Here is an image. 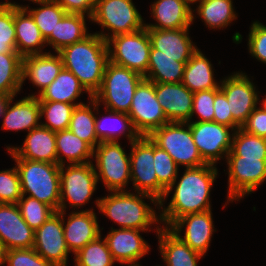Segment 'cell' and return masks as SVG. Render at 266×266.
Returning a JSON list of instances; mask_svg holds the SVG:
<instances>
[{"instance_id": "cell-4", "label": "cell", "mask_w": 266, "mask_h": 266, "mask_svg": "<svg viewBox=\"0 0 266 266\" xmlns=\"http://www.w3.org/2000/svg\"><path fill=\"white\" fill-rule=\"evenodd\" d=\"M20 177L22 195L50 206L55 212L60 206V165L26 159H13Z\"/></svg>"}, {"instance_id": "cell-7", "label": "cell", "mask_w": 266, "mask_h": 266, "mask_svg": "<svg viewBox=\"0 0 266 266\" xmlns=\"http://www.w3.org/2000/svg\"><path fill=\"white\" fill-rule=\"evenodd\" d=\"M90 20L102 26L103 30L111 31V35L104 31L96 33L105 41L115 35L132 33L145 27L132 0H96Z\"/></svg>"}, {"instance_id": "cell-9", "label": "cell", "mask_w": 266, "mask_h": 266, "mask_svg": "<svg viewBox=\"0 0 266 266\" xmlns=\"http://www.w3.org/2000/svg\"><path fill=\"white\" fill-rule=\"evenodd\" d=\"M107 46L111 63L136 71L142 76L147 73L151 40L146 27L110 37Z\"/></svg>"}, {"instance_id": "cell-29", "label": "cell", "mask_w": 266, "mask_h": 266, "mask_svg": "<svg viewBox=\"0 0 266 266\" xmlns=\"http://www.w3.org/2000/svg\"><path fill=\"white\" fill-rule=\"evenodd\" d=\"M83 92L88 93L89 99L93 98L71 71L62 68L56 79L46 89L39 95L31 94L30 96H37L39 101H57L77 104V106H79L84 103H75L74 101L78 99Z\"/></svg>"}, {"instance_id": "cell-57", "label": "cell", "mask_w": 266, "mask_h": 266, "mask_svg": "<svg viewBox=\"0 0 266 266\" xmlns=\"http://www.w3.org/2000/svg\"><path fill=\"white\" fill-rule=\"evenodd\" d=\"M29 1H32V2H34V3H35V2H37V1H39V0H29Z\"/></svg>"}, {"instance_id": "cell-16", "label": "cell", "mask_w": 266, "mask_h": 266, "mask_svg": "<svg viewBox=\"0 0 266 266\" xmlns=\"http://www.w3.org/2000/svg\"><path fill=\"white\" fill-rule=\"evenodd\" d=\"M33 249L56 266H67L70 253L64 238L62 211L53 213L34 232Z\"/></svg>"}, {"instance_id": "cell-50", "label": "cell", "mask_w": 266, "mask_h": 266, "mask_svg": "<svg viewBox=\"0 0 266 266\" xmlns=\"http://www.w3.org/2000/svg\"><path fill=\"white\" fill-rule=\"evenodd\" d=\"M213 121L233 129V116L225 94L219 90L215 94Z\"/></svg>"}, {"instance_id": "cell-48", "label": "cell", "mask_w": 266, "mask_h": 266, "mask_svg": "<svg viewBox=\"0 0 266 266\" xmlns=\"http://www.w3.org/2000/svg\"><path fill=\"white\" fill-rule=\"evenodd\" d=\"M248 50L252 57L266 64V25L259 21L250 26Z\"/></svg>"}, {"instance_id": "cell-34", "label": "cell", "mask_w": 266, "mask_h": 266, "mask_svg": "<svg viewBox=\"0 0 266 266\" xmlns=\"http://www.w3.org/2000/svg\"><path fill=\"white\" fill-rule=\"evenodd\" d=\"M88 103L75 107L68 129L94 149L100 141L95 132V115L99 113L95 114L93 110L98 112L100 105L93 98Z\"/></svg>"}, {"instance_id": "cell-37", "label": "cell", "mask_w": 266, "mask_h": 266, "mask_svg": "<svg viewBox=\"0 0 266 266\" xmlns=\"http://www.w3.org/2000/svg\"><path fill=\"white\" fill-rule=\"evenodd\" d=\"M22 57L18 53H0V94L17 96L22 89Z\"/></svg>"}, {"instance_id": "cell-18", "label": "cell", "mask_w": 266, "mask_h": 266, "mask_svg": "<svg viewBox=\"0 0 266 266\" xmlns=\"http://www.w3.org/2000/svg\"><path fill=\"white\" fill-rule=\"evenodd\" d=\"M188 32L189 28L148 29L151 40L150 55L179 58V62L186 64L198 50Z\"/></svg>"}, {"instance_id": "cell-2", "label": "cell", "mask_w": 266, "mask_h": 266, "mask_svg": "<svg viewBox=\"0 0 266 266\" xmlns=\"http://www.w3.org/2000/svg\"><path fill=\"white\" fill-rule=\"evenodd\" d=\"M58 53L63 68L71 71L93 96L101 87L109 62L107 41L95 32L82 41L65 46Z\"/></svg>"}, {"instance_id": "cell-54", "label": "cell", "mask_w": 266, "mask_h": 266, "mask_svg": "<svg viewBox=\"0 0 266 266\" xmlns=\"http://www.w3.org/2000/svg\"><path fill=\"white\" fill-rule=\"evenodd\" d=\"M261 105L264 109H266V98L263 99Z\"/></svg>"}, {"instance_id": "cell-40", "label": "cell", "mask_w": 266, "mask_h": 266, "mask_svg": "<svg viewBox=\"0 0 266 266\" xmlns=\"http://www.w3.org/2000/svg\"><path fill=\"white\" fill-rule=\"evenodd\" d=\"M227 156L266 158V139L238 128L233 131L231 150Z\"/></svg>"}, {"instance_id": "cell-27", "label": "cell", "mask_w": 266, "mask_h": 266, "mask_svg": "<svg viewBox=\"0 0 266 266\" xmlns=\"http://www.w3.org/2000/svg\"><path fill=\"white\" fill-rule=\"evenodd\" d=\"M14 25L16 51L22 58L45 53L41 48L47 45L46 40L32 16L24 8L14 7Z\"/></svg>"}, {"instance_id": "cell-26", "label": "cell", "mask_w": 266, "mask_h": 266, "mask_svg": "<svg viewBox=\"0 0 266 266\" xmlns=\"http://www.w3.org/2000/svg\"><path fill=\"white\" fill-rule=\"evenodd\" d=\"M15 96L9 100L2 117V130L30 132L41 125L40 105L37 96H26L11 106Z\"/></svg>"}, {"instance_id": "cell-6", "label": "cell", "mask_w": 266, "mask_h": 266, "mask_svg": "<svg viewBox=\"0 0 266 266\" xmlns=\"http://www.w3.org/2000/svg\"><path fill=\"white\" fill-rule=\"evenodd\" d=\"M149 137L179 167L196 168L206 164L197 150L188 122H169L155 129Z\"/></svg>"}, {"instance_id": "cell-28", "label": "cell", "mask_w": 266, "mask_h": 266, "mask_svg": "<svg viewBox=\"0 0 266 266\" xmlns=\"http://www.w3.org/2000/svg\"><path fill=\"white\" fill-rule=\"evenodd\" d=\"M156 227L159 251L167 266H198L203 257L179 239L169 228Z\"/></svg>"}, {"instance_id": "cell-46", "label": "cell", "mask_w": 266, "mask_h": 266, "mask_svg": "<svg viewBox=\"0 0 266 266\" xmlns=\"http://www.w3.org/2000/svg\"><path fill=\"white\" fill-rule=\"evenodd\" d=\"M220 90V86L216 89L202 90L194 92L193 108L191 113V121L194 114L200 116L196 122L213 121L214 117V100L215 94Z\"/></svg>"}, {"instance_id": "cell-24", "label": "cell", "mask_w": 266, "mask_h": 266, "mask_svg": "<svg viewBox=\"0 0 266 266\" xmlns=\"http://www.w3.org/2000/svg\"><path fill=\"white\" fill-rule=\"evenodd\" d=\"M191 4L187 0H156L151 5V14L155 24H145L147 29L190 28L195 17Z\"/></svg>"}, {"instance_id": "cell-52", "label": "cell", "mask_w": 266, "mask_h": 266, "mask_svg": "<svg viewBox=\"0 0 266 266\" xmlns=\"http://www.w3.org/2000/svg\"><path fill=\"white\" fill-rule=\"evenodd\" d=\"M12 96L0 94V116H3L5 108Z\"/></svg>"}, {"instance_id": "cell-12", "label": "cell", "mask_w": 266, "mask_h": 266, "mask_svg": "<svg viewBox=\"0 0 266 266\" xmlns=\"http://www.w3.org/2000/svg\"><path fill=\"white\" fill-rule=\"evenodd\" d=\"M228 202L253 193L266 180V158L227 156Z\"/></svg>"}, {"instance_id": "cell-36", "label": "cell", "mask_w": 266, "mask_h": 266, "mask_svg": "<svg viewBox=\"0 0 266 266\" xmlns=\"http://www.w3.org/2000/svg\"><path fill=\"white\" fill-rule=\"evenodd\" d=\"M197 14L211 29H223L237 19L232 0H199Z\"/></svg>"}, {"instance_id": "cell-42", "label": "cell", "mask_w": 266, "mask_h": 266, "mask_svg": "<svg viewBox=\"0 0 266 266\" xmlns=\"http://www.w3.org/2000/svg\"><path fill=\"white\" fill-rule=\"evenodd\" d=\"M14 7L24 5L11 3L9 0L0 2V53H18L16 51V34L14 25Z\"/></svg>"}, {"instance_id": "cell-51", "label": "cell", "mask_w": 266, "mask_h": 266, "mask_svg": "<svg viewBox=\"0 0 266 266\" xmlns=\"http://www.w3.org/2000/svg\"><path fill=\"white\" fill-rule=\"evenodd\" d=\"M63 7L67 13L93 15L96 0H53ZM86 13V14H85Z\"/></svg>"}, {"instance_id": "cell-23", "label": "cell", "mask_w": 266, "mask_h": 266, "mask_svg": "<svg viewBox=\"0 0 266 266\" xmlns=\"http://www.w3.org/2000/svg\"><path fill=\"white\" fill-rule=\"evenodd\" d=\"M7 151L13 159L57 164L55 132L42 125L28 132L22 147L7 146Z\"/></svg>"}, {"instance_id": "cell-31", "label": "cell", "mask_w": 266, "mask_h": 266, "mask_svg": "<svg viewBox=\"0 0 266 266\" xmlns=\"http://www.w3.org/2000/svg\"><path fill=\"white\" fill-rule=\"evenodd\" d=\"M89 16L78 13H66L57 23L55 32L46 39L47 46H52L55 53L65 46L84 40L91 33H88L86 18Z\"/></svg>"}, {"instance_id": "cell-8", "label": "cell", "mask_w": 266, "mask_h": 266, "mask_svg": "<svg viewBox=\"0 0 266 266\" xmlns=\"http://www.w3.org/2000/svg\"><path fill=\"white\" fill-rule=\"evenodd\" d=\"M93 158L97 181L102 180L109 192L126 191L131 181L130 156L119 142H100L93 149Z\"/></svg>"}, {"instance_id": "cell-39", "label": "cell", "mask_w": 266, "mask_h": 266, "mask_svg": "<svg viewBox=\"0 0 266 266\" xmlns=\"http://www.w3.org/2000/svg\"><path fill=\"white\" fill-rule=\"evenodd\" d=\"M40 116H45L46 122L41 125L53 132L67 130L73 111L77 104L62 103L57 101H39Z\"/></svg>"}, {"instance_id": "cell-33", "label": "cell", "mask_w": 266, "mask_h": 266, "mask_svg": "<svg viewBox=\"0 0 266 266\" xmlns=\"http://www.w3.org/2000/svg\"><path fill=\"white\" fill-rule=\"evenodd\" d=\"M57 164L65 165L64 158L69 164H83L92 162L93 148L80 139L69 129L55 132Z\"/></svg>"}, {"instance_id": "cell-38", "label": "cell", "mask_w": 266, "mask_h": 266, "mask_svg": "<svg viewBox=\"0 0 266 266\" xmlns=\"http://www.w3.org/2000/svg\"><path fill=\"white\" fill-rule=\"evenodd\" d=\"M35 3L41 7L31 9L29 6H24L23 8L32 16L42 36L46 40L52 32H55L57 23L67 12L53 0H39Z\"/></svg>"}, {"instance_id": "cell-21", "label": "cell", "mask_w": 266, "mask_h": 266, "mask_svg": "<svg viewBox=\"0 0 266 266\" xmlns=\"http://www.w3.org/2000/svg\"><path fill=\"white\" fill-rule=\"evenodd\" d=\"M65 212L62 211L64 238L69 251L76 254L86 244L101 235L100 226L93 209L73 211L69 214L66 223Z\"/></svg>"}, {"instance_id": "cell-30", "label": "cell", "mask_w": 266, "mask_h": 266, "mask_svg": "<svg viewBox=\"0 0 266 266\" xmlns=\"http://www.w3.org/2000/svg\"><path fill=\"white\" fill-rule=\"evenodd\" d=\"M105 110L107 116L99 119L95 116V132L100 142H118L119 137L124 135L132 143L140 137L127 113Z\"/></svg>"}, {"instance_id": "cell-55", "label": "cell", "mask_w": 266, "mask_h": 266, "mask_svg": "<svg viewBox=\"0 0 266 266\" xmlns=\"http://www.w3.org/2000/svg\"><path fill=\"white\" fill-rule=\"evenodd\" d=\"M190 4H192L193 5V3H195V2H197V1H199V0H187Z\"/></svg>"}, {"instance_id": "cell-10", "label": "cell", "mask_w": 266, "mask_h": 266, "mask_svg": "<svg viewBox=\"0 0 266 266\" xmlns=\"http://www.w3.org/2000/svg\"><path fill=\"white\" fill-rule=\"evenodd\" d=\"M97 183L93 162L61 165L59 211H65L67 204L76 209L87 204L96 190Z\"/></svg>"}, {"instance_id": "cell-17", "label": "cell", "mask_w": 266, "mask_h": 266, "mask_svg": "<svg viewBox=\"0 0 266 266\" xmlns=\"http://www.w3.org/2000/svg\"><path fill=\"white\" fill-rule=\"evenodd\" d=\"M212 210L182 216L168 228L191 249L205 255L207 253L214 229ZM185 227L183 230L182 228ZM183 230L184 236H181Z\"/></svg>"}, {"instance_id": "cell-41", "label": "cell", "mask_w": 266, "mask_h": 266, "mask_svg": "<svg viewBox=\"0 0 266 266\" xmlns=\"http://www.w3.org/2000/svg\"><path fill=\"white\" fill-rule=\"evenodd\" d=\"M74 255L75 266H113L115 263L107 242L105 238L101 239V235Z\"/></svg>"}, {"instance_id": "cell-15", "label": "cell", "mask_w": 266, "mask_h": 266, "mask_svg": "<svg viewBox=\"0 0 266 266\" xmlns=\"http://www.w3.org/2000/svg\"><path fill=\"white\" fill-rule=\"evenodd\" d=\"M188 123L197 150L206 164L216 166L219 159L227 157L232 144L231 132L234 131L231 127L214 121Z\"/></svg>"}, {"instance_id": "cell-44", "label": "cell", "mask_w": 266, "mask_h": 266, "mask_svg": "<svg viewBox=\"0 0 266 266\" xmlns=\"http://www.w3.org/2000/svg\"><path fill=\"white\" fill-rule=\"evenodd\" d=\"M154 169L158 182L167 190L178 178L179 166L171 156L154 143Z\"/></svg>"}, {"instance_id": "cell-43", "label": "cell", "mask_w": 266, "mask_h": 266, "mask_svg": "<svg viewBox=\"0 0 266 266\" xmlns=\"http://www.w3.org/2000/svg\"><path fill=\"white\" fill-rule=\"evenodd\" d=\"M22 195L17 202L21 216L24 221L35 231L53 214L55 211L48 205L30 196Z\"/></svg>"}, {"instance_id": "cell-1", "label": "cell", "mask_w": 266, "mask_h": 266, "mask_svg": "<svg viewBox=\"0 0 266 266\" xmlns=\"http://www.w3.org/2000/svg\"><path fill=\"white\" fill-rule=\"evenodd\" d=\"M217 175L218 170L212 164L186 168L180 180L178 182L177 178L174 180L160 201L159 208L162 209L159 216L162 227L168 228L176 219L182 216L212 210L210 191ZM173 189L174 193L171 201L167 207L163 206L164 201Z\"/></svg>"}, {"instance_id": "cell-3", "label": "cell", "mask_w": 266, "mask_h": 266, "mask_svg": "<svg viewBox=\"0 0 266 266\" xmlns=\"http://www.w3.org/2000/svg\"><path fill=\"white\" fill-rule=\"evenodd\" d=\"M150 199L157 209L160 202L152 195L146 193H131L129 191H110L108 196L96 199V206L99 212L106 215L120 228L151 230L150 226L159 224L160 216L156 214V210L143 199Z\"/></svg>"}, {"instance_id": "cell-13", "label": "cell", "mask_w": 266, "mask_h": 266, "mask_svg": "<svg viewBox=\"0 0 266 266\" xmlns=\"http://www.w3.org/2000/svg\"><path fill=\"white\" fill-rule=\"evenodd\" d=\"M127 114L140 136H149L169 123L155 95L154 83L145 78L137 86Z\"/></svg>"}, {"instance_id": "cell-35", "label": "cell", "mask_w": 266, "mask_h": 266, "mask_svg": "<svg viewBox=\"0 0 266 266\" xmlns=\"http://www.w3.org/2000/svg\"><path fill=\"white\" fill-rule=\"evenodd\" d=\"M185 66L179 58L149 55L144 78L153 83H182Z\"/></svg>"}, {"instance_id": "cell-14", "label": "cell", "mask_w": 266, "mask_h": 266, "mask_svg": "<svg viewBox=\"0 0 266 266\" xmlns=\"http://www.w3.org/2000/svg\"><path fill=\"white\" fill-rule=\"evenodd\" d=\"M220 90L225 94L233 116V130L241 128L259 103L256 86L243 72H234L220 80Z\"/></svg>"}, {"instance_id": "cell-56", "label": "cell", "mask_w": 266, "mask_h": 266, "mask_svg": "<svg viewBox=\"0 0 266 266\" xmlns=\"http://www.w3.org/2000/svg\"><path fill=\"white\" fill-rule=\"evenodd\" d=\"M128 266H141V265H139V263H136V264H128Z\"/></svg>"}, {"instance_id": "cell-11", "label": "cell", "mask_w": 266, "mask_h": 266, "mask_svg": "<svg viewBox=\"0 0 266 266\" xmlns=\"http://www.w3.org/2000/svg\"><path fill=\"white\" fill-rule=\"evenodd\" d=\"M131 182L136 192L154 196L159 202L166 189L158 182L154 169V142L149 136H140L130 143Z\"/></svg>"}, {"instance_id": "cell-32", "label": "cell", "mask_w": 266, "mask_h": 266, "mask_svg": "<svg viewBox=\"0 0 266 266\" xmlns=\"http://www.w3.org/2000/svg\"><path fill=\"white\" fill-rule=\"evenodd\" d=\"M214 68L201 50H197L186 63L182 83L191 91L216 89L220 86L214 79Z\"/></svg>"}, {"instance_id": "cell-45", "label": "cell", "mask_w": 266, "mask_h": 266, "mask_svg": "<svg viewBox=\"0 0 266 266\" xmlns=\"http://www.w3.org/2000/svg\"><path fill=\"white\" fill-rule=\"evenodd\" d=\"M21 196L20 177L16 166L0 171V203L17 204Z\"/></svg>"}, {"instance_id": "cell-20", "label": "cell", "mask_w": 266, "mask_h": 266, "mask_svg": "<svg viewBox=\"0 0 266 266\" xmlns=\"http://www.w3.org/2000/svg\"><path fill=\"white\" fill-rule=\"evenodd\" d=\"M155 95L169 122H190L193 96L183 83H154Z\"/></svg>"}, {"instance_id": "cell-47", "label": "cell", "mask_w": 266, "mask_h": 266, "mask_svg": "<svg viewBox=\"0 0 266 266\" xmlns=\"http://www.w3.org/2000/svg\"><path fill=\"white\" fill-rule=\"evenodd\" d=\"M5 264L8 266H56L46 261L33 248L7 250Z\"/></svg>"}, {"instance_id": "cell-53", "label": "cell", "mask_w": 266, "mask_h": 266, "mask_svg": "<svg viewBox=\"0 0 266 266\" xmlns=\"http://www.w3.org/2000/svg\"><path fill=\"white\" fill-rule=\"evenodd\" d=\"M6 252L7 249L4 243L0 240V266L5 264Z\"/></svg>"}, {"instance_id": "cell-22", "label": "cell", "mask_w": 266, "mask_h": 266, "mask_svg": "<svg viewBox=\"0 0 266 266\" xmlns=\"http://www.w3.org/2000/svg\"><path fill=\"white\" fill-rule=\"evenodd\" d=\"M151 230L113 229L105 236L113 259L120 264H136L149 252L150 246L140 232Z\"/></svg>"}, {"instance_id": "cell-49", "label": "cell", "mask_w": 266, "mask_h": 266, "mask_svg": "<svg viewBox=\"0 0 266 266\" xmlns=\"http://www.w3.org/2000/svg\"><path fill=\"white\" fill-rule=\"evenodd\" d=\"M246 133L266 139V109L256 107L241 126Z\"/></svg>"}, {"instance_id": "cell-19", "label": "cell", "mask_w": 266, "mask_h": 266, "mask_svg": "<svg viewBox=\"0 0 266 266\" xmlns=\"http://www.w3.org/2000/svg\"><path fill=\"white\" fill-rule=\"evenodd\" d=\"M34 232L17 204L0 203V240L7 250L33 248Z\"/></svg>"}, {"instance_id": "cell-5", "label": "cell", "mask_w": 266, "mask_h": 266, "mask_svg": "<svg viewBox=\"0 0 266 266\" xmlns=\"http://www.w3.org/2000/svg\"><path fill=\"white\" fill-rule=\"evenodd\" d=\"M144 76L116 64L107 63L100 89L93 99L105 109L128 113L132 104L135 90Z\"/></svg>"}, {"instance_id": "cell-25", "label": "cell", "mask_w": 266, "mask_h": 266, "mask_svg": "<svg viewBox=\"0 0 266 266\" xmlns=\"http://www.w3.org/2000/svg\"><path fill=\"white\" fill-rule=\"evenodd\" d=\"M63 68L60 54L45 52L42 54L29 55L22 58V85L29 79L33 85L38 87V95L46 89L58 76Z\"/></svg>"}]
</instances>
